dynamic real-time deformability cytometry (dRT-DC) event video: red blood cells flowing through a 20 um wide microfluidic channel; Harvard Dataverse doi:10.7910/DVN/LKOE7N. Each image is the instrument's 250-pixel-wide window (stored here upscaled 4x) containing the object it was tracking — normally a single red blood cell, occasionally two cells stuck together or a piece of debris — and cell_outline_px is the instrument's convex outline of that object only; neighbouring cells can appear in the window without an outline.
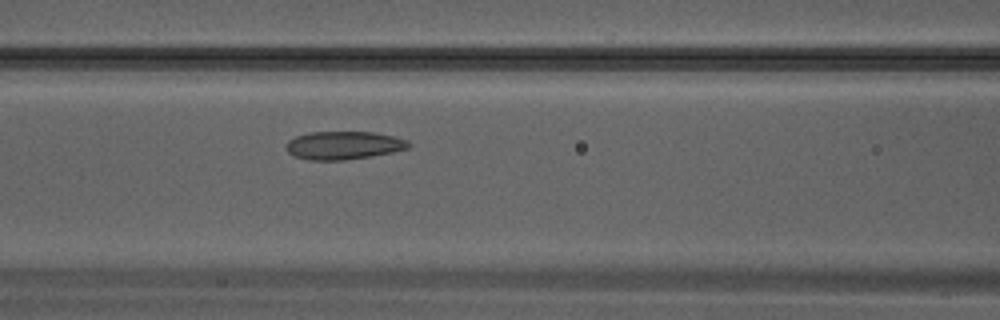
{"species": "Egyptian fruit bat (a non-hibernating species)", "species_latin": "Rousettus aegyptiacus", "temperature_condition": "warm", "stored_images_in_passage": 5, "camera_frame_rate_fps": 3000, "um_per_image_px": 0.085, "animal": {"sex": "male"}, "frame": {"image": 1, "passage_image": 5, "time_ms": 1.333, "image_size_px": [1000, 320], "cell_outline_px": [[412, 144], [408, 148], [392, 152], [372, 156], [344, 160], [308, 160], [296, 156], [288, 152], [288, 140], [296, 136], [308, 132], [372, 132], [392, 136], [408, 140]], "centroid_in_image_um": [29.23, 12.35], "position_along_channel_um": 137.4, "area_um2": 19.94}}